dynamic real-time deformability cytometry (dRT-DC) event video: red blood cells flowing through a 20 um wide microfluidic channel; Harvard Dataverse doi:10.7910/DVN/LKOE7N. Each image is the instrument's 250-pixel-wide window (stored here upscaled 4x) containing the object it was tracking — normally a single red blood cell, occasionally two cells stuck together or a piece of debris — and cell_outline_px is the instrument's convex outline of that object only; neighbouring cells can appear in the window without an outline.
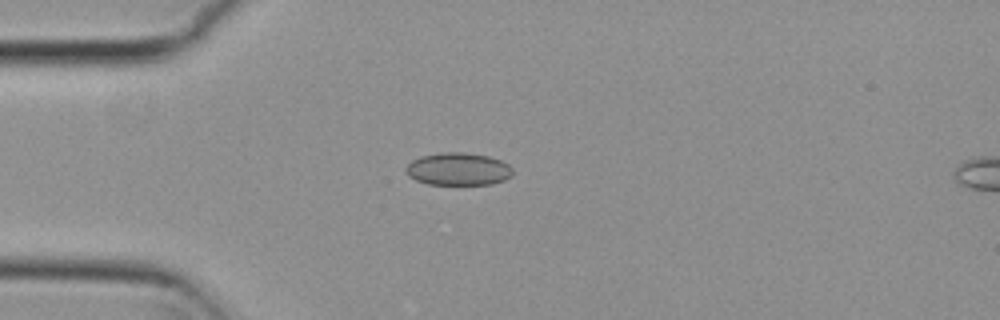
{"species": "common noctule bat (a hibernating species)", "species_latin": "Nyctalus noctula", "temperature_condition": "cold", "stored_images_in_passage": 4, "camera_frame_rate_fps": 3000, "um_per_image_px": 0.085, "animal": {"sex": "female", "body_mass_g": 29.2, "forearm_length_mm": 56.3}, "frame": {"image": 1, "passage_image": 3, "time_ms": 0.667, "image_size_px": [1000, 320], "cell_outline_px": [[512, 176], [504, 180], [492, 184], [428, 184], [416, 180], [408, 176], [404, 168], [412, 160], [420, 156], [440, 152], [464, 152], [488, 156], [500, 160], [508, 164], [512, 168]], "centroid_in_image_um": [38.93, 14.36], "position_along_channel_um": 46.1, "area_um2": 20.4}}